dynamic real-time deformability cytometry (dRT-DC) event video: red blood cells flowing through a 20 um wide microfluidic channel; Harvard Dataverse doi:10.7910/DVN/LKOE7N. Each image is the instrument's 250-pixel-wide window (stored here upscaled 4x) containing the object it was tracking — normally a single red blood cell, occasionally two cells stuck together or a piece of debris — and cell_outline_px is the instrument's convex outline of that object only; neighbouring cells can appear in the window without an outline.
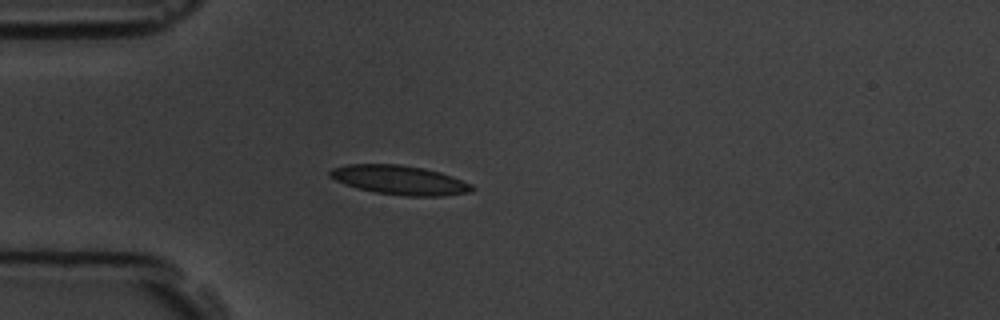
{"species": "common noctule bat (a hibernating species)", "species_latin": "Nyctalus noctula", "temperature_condition": "room temperature", "stored_images_in_passage": 4, "camera_frame_rate_fps": 3000, "um_per_image_px": 0.085, "animal": {"sex": "male", "body_mass_g": 19.5, "forearm_length_mm": 54.6}, "frame": {"image": 1, "passage_image": 3, "time_ms": 3.333, "image_size_px": [1000, 320], "cell_outline_px": [[476, 188], [472, 192], [444, 196], [404, 196], [376, 192], [356, 188], [344, 184], [328, 176], [328, 172], [332, 168], [348, 164], [400, 164], [424, 168], [440, 172], [452, 176], [472, 184]], "centroid_in_image_um": [33.98, 15.3], "position_along_channel_um": 51.0, "area_um2": 24.39}}